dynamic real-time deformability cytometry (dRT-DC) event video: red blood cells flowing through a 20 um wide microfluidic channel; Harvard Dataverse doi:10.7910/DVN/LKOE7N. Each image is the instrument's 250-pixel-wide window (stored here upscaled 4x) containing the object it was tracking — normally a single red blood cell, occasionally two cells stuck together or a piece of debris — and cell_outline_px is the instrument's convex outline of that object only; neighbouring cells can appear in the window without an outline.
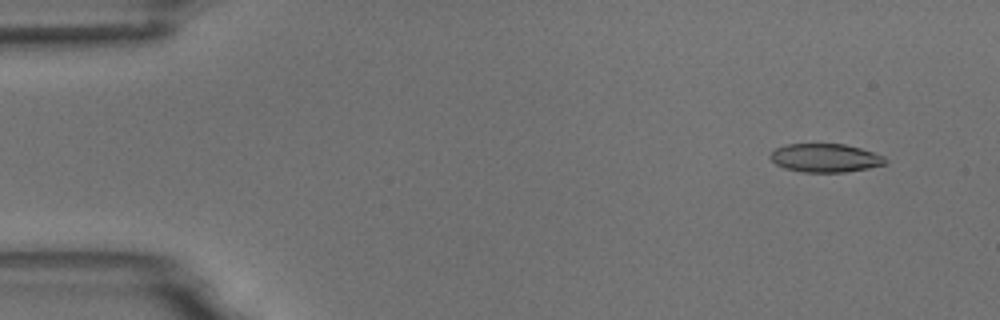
{"species": "common noctule bat (a hibernating species)", "species_latin": "Nyctalus noctula", "temperature_condition": "room temperature", "stored_images_in_passage": 3, "camera_frame_rate_fps": 3000, "um_per_image_px": 0.085, "animal": {"sex": "male", "body_mass_g": 18.8}, "frame": {"image": 1, "passage_image": 1, "time_ms": 0.0, "image_size_px": [1000, 320], "cell_outline_px": [[888, 164], [868, 168], [844, 172], [804, 172], [784, 168], [776, 164], [768, 156], [776, 148], [788, 144], [844, 144], [860, 148], [884, 156], [888, 160]], "centroid_in_image_um": [70.17, 13.43], "position_along_channel_um": 14.8, "area_um2": 19.07}}